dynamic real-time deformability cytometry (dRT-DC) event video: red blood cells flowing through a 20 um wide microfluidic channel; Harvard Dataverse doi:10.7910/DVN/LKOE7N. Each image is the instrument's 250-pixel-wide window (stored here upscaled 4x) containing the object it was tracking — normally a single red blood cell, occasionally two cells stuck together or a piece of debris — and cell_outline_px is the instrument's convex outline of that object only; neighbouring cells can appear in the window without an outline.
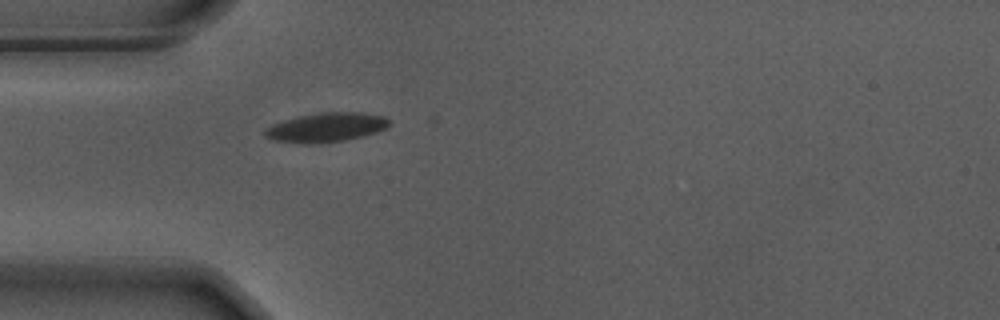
{"species": "Egyptian fruit bat (a non-hibernating species)", "species_latin": "Rousettus aegyptiacus", "temperature_condition": "warm", "stored_images_in_passage": 31, "camera_frame_rate_fps": 3000, "um_per_image_px": 0.085, "animal": {"sex": "male"}, "frame": {"image": 1, "passage_image": 1, "time_ms": 0.0, "image_size_px": [1000, 320], "cell_outline_px": [[392, 120], [384, 128], [376, 132], [364, 136], [344, 140], [272, 140], [264, 136], [264, 128], [272, 124], [296, 116], [320, 112], [364, 112], [384, 116]], "centroid_in_image_um": [27.78, 10.75], "position_along_channel_um": 57.2, "area_um2": 20.29}}
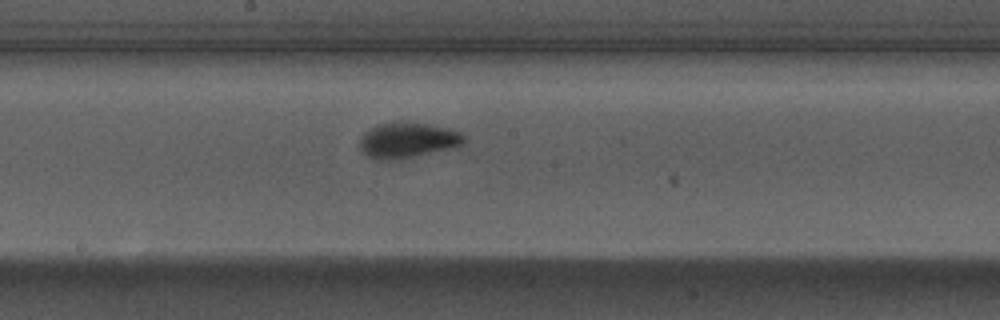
{"frame": {"image": 2, "passage_image": 14, "time_ms": 4.333, "image_size_px": [1000, 320], "cell_outline_px": [[468, 140], [464, 144], [452, 148], [392, 160], [376, 160], [368, 156], [360, 148], [360, 140], [364, 132], [368, 128], [376, 124], [392, 120], [408, 120], [452, 128], [460, 132]], "centroid_in_image_um": [34.66, 11.86], "position_along_channel_um": 213.5, "area_um2": 22.2}}
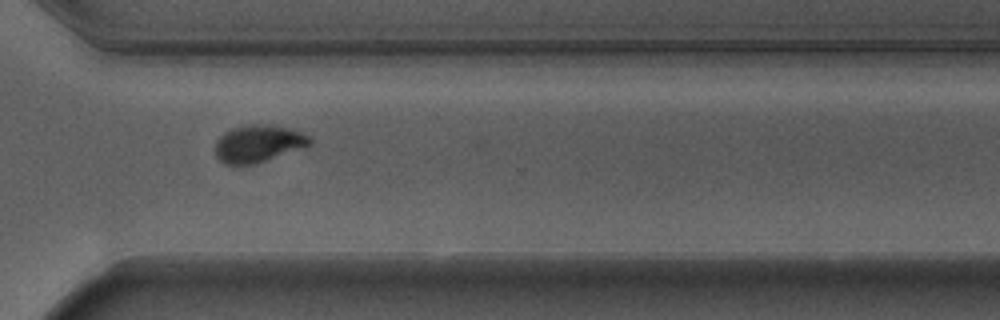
{"frame": {"image": 3, "passage_image": 25, "time_ms": 8.0, "image_size_px": [1000, 320], "cell_outline_px": [[312, 144], [304, 148], [252, 164], [224, 164], [216, 156], [216, 140], [224, 132], [232, 128], [248, 124], [268, 124], [288, 128], [300, 132], [308, 136], [312, 140]], "centroid_in_image_um": [21.95, 12.19], "position_along_channel_um": 348.6, "area_um2": 20.4}, "authors_computed_cell_mechanics": {"area_um2": 20.4612, "velocity_mm_per_s": 3.6904, "shape_relaxation_time_tau1_ms": 2.9174, "shape_relaxation_time_tau2_ms": null, "deformation_change_tau1": 0.1608, "deformation_change_tau2": null}}